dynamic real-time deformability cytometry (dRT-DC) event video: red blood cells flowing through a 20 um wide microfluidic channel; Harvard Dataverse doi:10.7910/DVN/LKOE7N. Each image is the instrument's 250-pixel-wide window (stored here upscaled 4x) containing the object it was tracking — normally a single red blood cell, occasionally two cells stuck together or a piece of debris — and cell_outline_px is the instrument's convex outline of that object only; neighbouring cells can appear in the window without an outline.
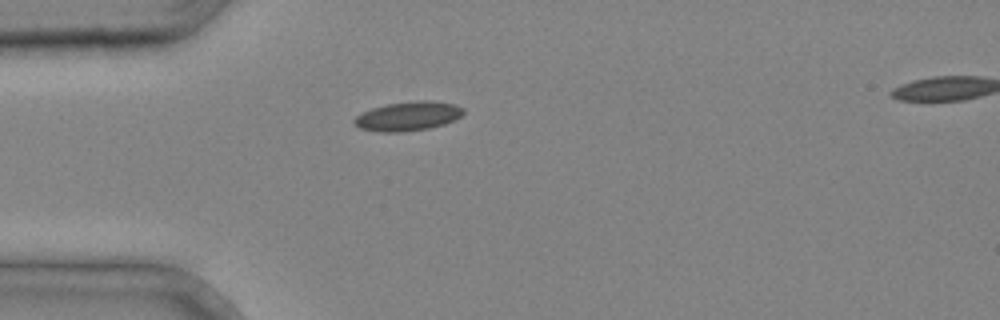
{"species": "common noctule bat (a hibernating species)", "species_latin": "Nyctalus noctula", "temperature_condition": "cold", "stored_images_in_passage": 24, "camera_frame_rate_fps": 3000, "um_per_image_px": 0.085, "animal": {"sex": "male", "body_mass_g": 20.4}, "frame": {"image": 1, "passage_image": 1, "time_ms": 0.0, "image_size_px": [1000, 320], "cell_outline_px": [[464, 112], [456, 120], [444, 124], [428, 128], [400, 132], [380, 132], [360, 128], [352, 120], [356, 116], [372, 108], [388, 104], [420, 100], [428, 100], [456, 104], [464, 108]], "centroid_in_image_um": [34.72, 9.87], "position_along_channel_um": 50.3, "area_um2": 18.44}}
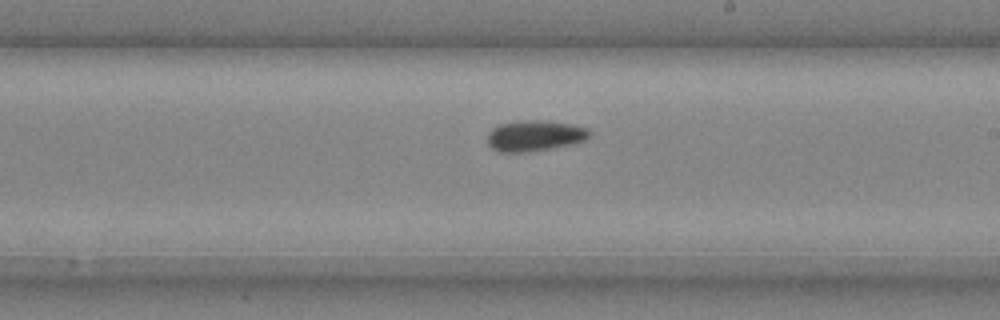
{"frame": {"image": 2, "passage_image": 13, "time_ms": 4.0, "image_size_px": [1000, 320], "cell_outline_px": [[592, 132], [584, 140], [572, 144], [552, 148], [524, 152], [500, 152], [492, 148], [488, 144], [488, 132], [496, 124], [520, 120], [536, 120], [572, 124], [588, 128]], "centroid_in_image_um": [45.42, 11.53], "position_along_channel_um": 243.6, "area_um2": 18.38}}
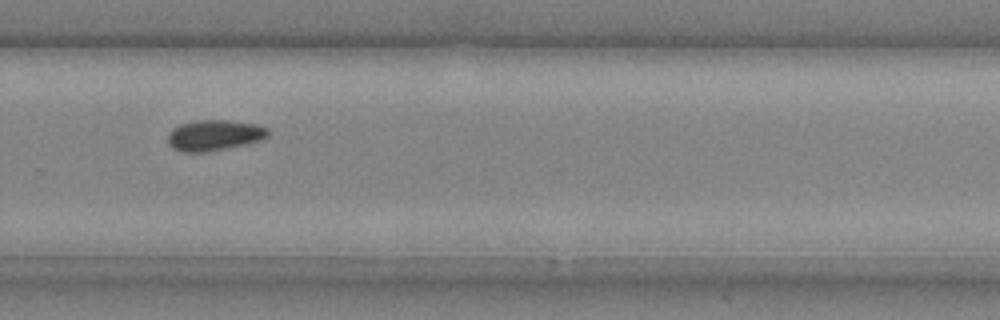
{"frame": {"image": 3, "passage_image": 17, "time_ms": 5.333, "image_size_px": [1000, 320], "cell_outline_px": [[268, 136], [260, 140], [224, 148], [204, 152], [180, 152], [172, 148], [168, 144], [168, 132], [172, 128], [180, 124], [196, 120], [228, 120], [256, 124], [268, 128]], "centroid_in_image_um": [18.16, 11.48], "position_along_channel_um": 311.6, "area_um2": 17.86}}